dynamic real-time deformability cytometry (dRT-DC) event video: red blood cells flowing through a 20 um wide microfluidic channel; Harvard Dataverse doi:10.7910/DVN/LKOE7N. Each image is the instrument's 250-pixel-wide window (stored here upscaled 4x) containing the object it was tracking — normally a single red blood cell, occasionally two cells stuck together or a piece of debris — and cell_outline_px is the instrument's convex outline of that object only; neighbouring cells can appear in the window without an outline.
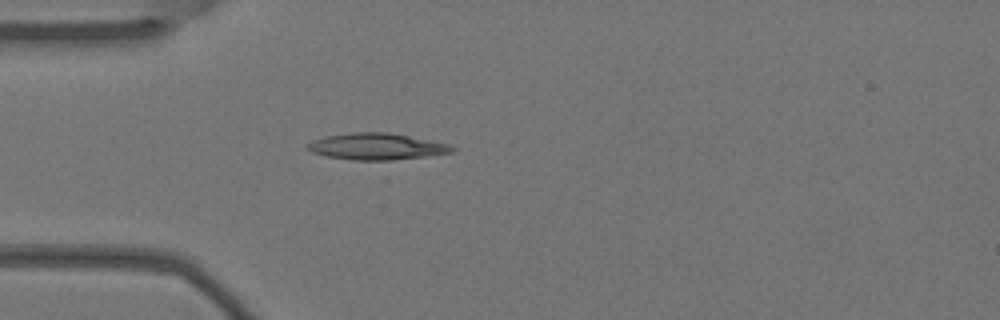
{"species": "Egyptian fruit bat (a non-hibernating species)", "species_latin": "Rousettus aegyptiacus", "temperature_condition": "warm", "stored_images_in_passage": 1, "camera_frame_rate_fps": 3000, "um_per_image_px": 0.085, "animal": {"sex": "female"}, "frame": {"image": 1, "passage_image": 1, "time_ms": 0.0, "image_size_px": [1000, 320], "cell_outline_px": [[456, 148], [452, 152], [428, 156], [392, 160], [352, 160], [328, 156], [312, 152], [304, 148], [308, 144], [324, 136], [352, 132], [388, 132], [452, 144]], "centroid_in_image_um": [32.05, 12.45], "position_along_channel_um": 53.0, "area_um2": 22.37}}